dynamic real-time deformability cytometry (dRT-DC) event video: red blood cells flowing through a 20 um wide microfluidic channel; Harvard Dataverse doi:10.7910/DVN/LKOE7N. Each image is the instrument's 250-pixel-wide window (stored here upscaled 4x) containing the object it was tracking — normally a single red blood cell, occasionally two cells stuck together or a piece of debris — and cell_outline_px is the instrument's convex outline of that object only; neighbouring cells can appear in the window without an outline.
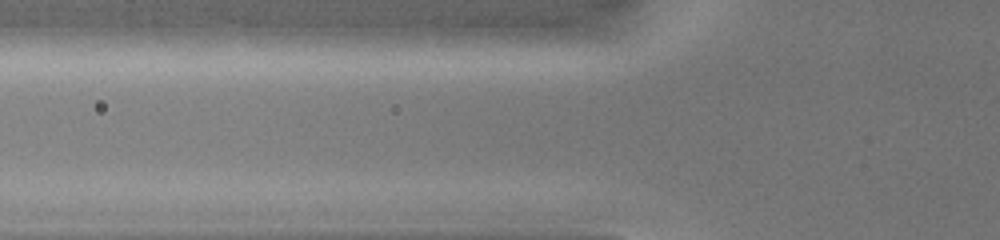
{"species": "common noctule bat (a hibernating species)", "species_latin": "Nyctalus noctula", "temperature_condition": "warm", "stored_images_in_passage": 2, "camera_frame_rate_fps": 3000, "um_per_image_px": 0.085, "animal": {"sex": "female", "body_mass_g": 19.0, "forearm_length_mm": 51.5}, "frame": {"image": 1, "passage_image": 2, "time_ms": 0.667, "image_size_px": [1000, 240], "cell_outline_px": [[616, 40], [604, 44], [536, 52], [400, 52], [388, 48], [408, 32], [472, 24], [568, 24], [616, 36]], "centroid_in_image_um": [42.54, 3.28], "position_along_channel_um": 83.3, "area_um2": 36.88}}